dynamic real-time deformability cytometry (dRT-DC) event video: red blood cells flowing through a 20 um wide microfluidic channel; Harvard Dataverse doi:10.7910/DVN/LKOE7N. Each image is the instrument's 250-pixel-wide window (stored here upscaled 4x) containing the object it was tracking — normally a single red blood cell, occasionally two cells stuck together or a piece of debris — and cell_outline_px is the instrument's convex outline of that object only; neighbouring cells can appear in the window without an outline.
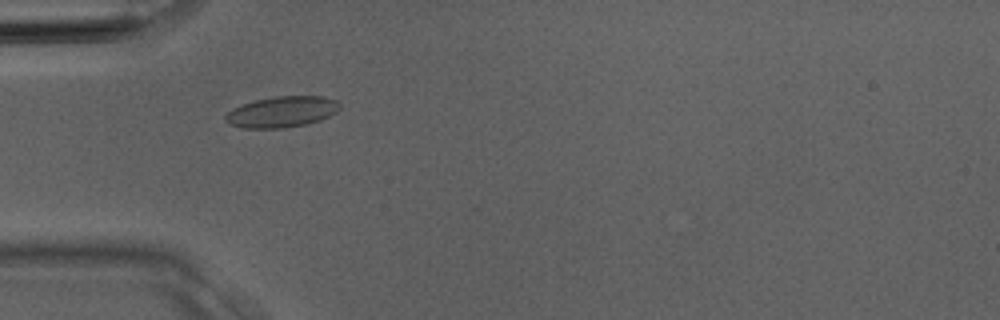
{"species": "Egyptian fruit bat (a non-hibernating species)", "species_latin": "Rousettus aegyptiacus", "temperature_condition": "room temperature", "stored_images_in_passage": 4, "camera_frame_rate_fps": 3000, "um_per_image_px": 0.085, "animal": {"sex": "male"}, "frame": {"image": 1, "passage_image": 3, "time_ms": 0.667, "image_size_px": [1000, 320], "cell_outline_px": [[340, 108], [336, 112], [320, 120], [304, 124], [284, 128], [244, 128], [228, 124], [224, 120], [224, 116], [232, 108], [240, 104], [272, 96], [324, 96], [336, 100], [340, 104]], "centroid_in_image_um": [23.92, 9.5], "position_along_channel_um": 61.1, "area_um2": 20.75}}